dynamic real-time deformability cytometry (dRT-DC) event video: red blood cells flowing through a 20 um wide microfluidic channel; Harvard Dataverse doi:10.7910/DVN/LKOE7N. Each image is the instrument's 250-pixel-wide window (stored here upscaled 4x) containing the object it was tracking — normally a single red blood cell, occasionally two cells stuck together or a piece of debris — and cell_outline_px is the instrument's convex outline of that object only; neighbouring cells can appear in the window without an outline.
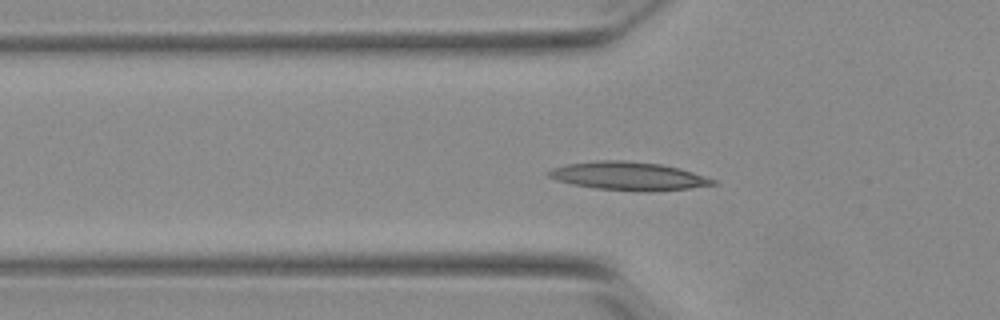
{"species": "Egyptian fruit bat (a non-hibernating species)", "species_latin": "Rousettus aegyptiacus", "temperature_condition": "warm", "stored_images_in_passage": 51, "segment_of_instrument_passage": [1, 2], "camera_frame_rate_fps": 3000, "um_per_image_px": 0.085, "animal": {"sex": "female"}, "frame": {"image": 1, "passage_image": 15, "time_ms": 4.667, "image_size_px": [1000, 320], "cell_outline_px": [[716, 184], [688, 188], [596, 188], [572, 184], [548, 176], [548, 172], [552, 168], [568, 164], [600, 160], [624, 160], [660, 164], [680, 168], [716, 180]], "centroid_in_image_um": [53.38, 14.9], "position_along_channel_um": 72.4, "area_um2": 25.37}}
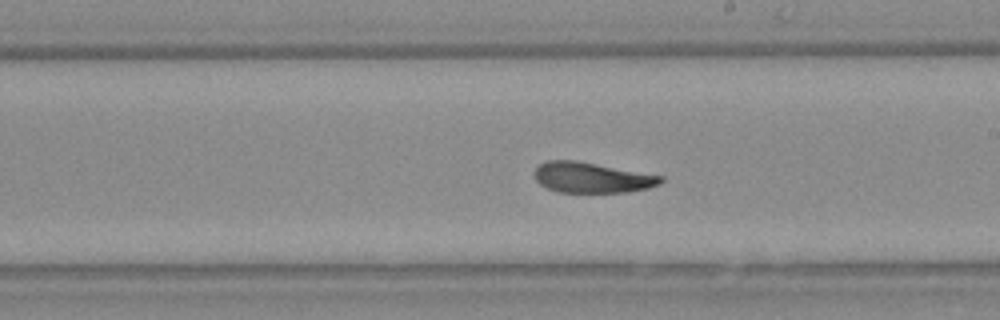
{"frame": {"image": 2, "passage_image": 28, "time_ms": 9.0, "image_size_px": [1000, 320], "cell_outline_px": [[664, 180], [660, 184], [648, 188], [628, 192], [556, 192], [540, 184], [536, 180], [536, 168], [540, 164], [548, 160], [576, 160], [664, 176]], "centroid_in_image_um": [50.34, 15.09], "position_along_channel_um": 238.7, "area_um2": 22.37}}
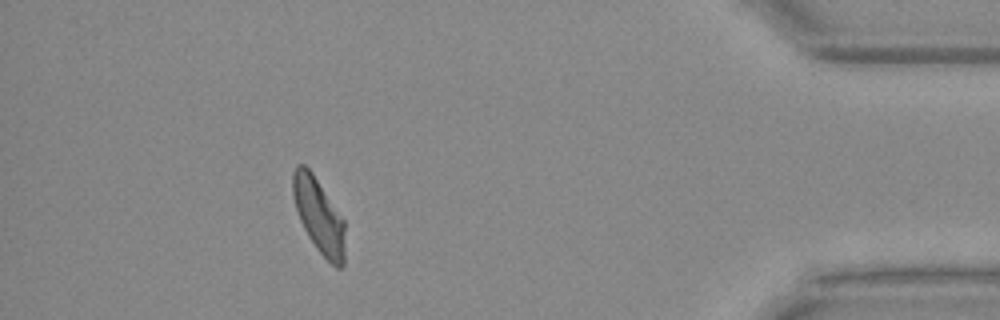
{"frame": {"image": 3, "passage_image": 45, "time_ms": 14.667, "image_size_px": [1000, 320], "cell_outline_px": [[344, 264], [340, 268], [336, 268], [316, 248], [308, 236], [300, 220], [292, 196], [292, 172], [296, 164], [304, 164], [312, 172], [344, 220]], "centroid_in_image_um": [27.08, 18.31], "position_along_channel_um": 408.1, "area_um2": 22.54}}